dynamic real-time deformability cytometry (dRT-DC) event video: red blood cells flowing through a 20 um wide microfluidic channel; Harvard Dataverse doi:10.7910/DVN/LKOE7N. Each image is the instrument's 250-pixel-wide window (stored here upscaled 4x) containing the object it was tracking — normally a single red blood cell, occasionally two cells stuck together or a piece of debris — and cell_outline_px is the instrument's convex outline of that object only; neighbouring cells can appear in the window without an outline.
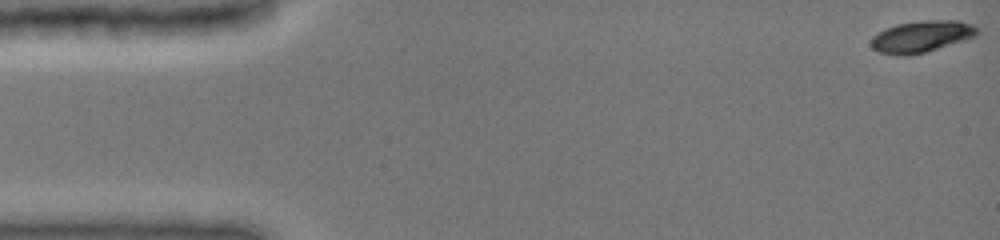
{"species": "common noctule bat (a hibernating species)", "species_latin": "Nyctalus noctula", "temperature_condition": "cold", "stored_images_in_passage": 16, "camera_frame_rate_fps": 3000, "um_per_image_px": 0.085, "animal": {"sex": "female", "body_mass_g": 19.0, "forearm_length_mm": 51.5}, "frame": {"image": 1, "passage_image": 1, "time_ms": 0.0, "image_size_px": [1000, 240], "cell_outline_px": [[980, 32], [976, 36], [928, 52], [908, 56], [900, 56], [880, 52], [872, 48], [872, 36], [884, 28], [896, 24], [920, 20], [960, 20], [972, 24]], "centroid_in_image_um": [78.34, 3.1], "position_along_channel_um": 6.7, "area_um2": 19.83}}
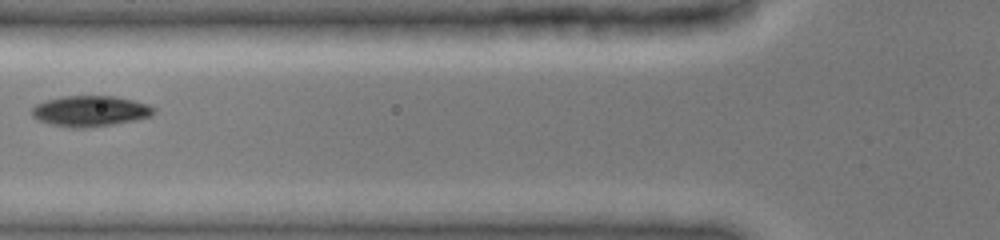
{"frame": {"image": 2, "passage_image": 10, "time_ms": 6.0, "image_size_px": [1000, 240], "cell_outline_px": [[156, 112], [152, 116], [136, 120], [112, 124], [84, 128], [68, 128], [52, 124], [40, 120], [32, 116], [32, 108], [36, 104], [44, 100], [64, 96], [112, 96], [132, 100], [148, 104], [156, 108]], "centroid_in_image_um": [7.69, 9.44], "position_along_channel_um": 118.1, "area_um2": 21.85}}
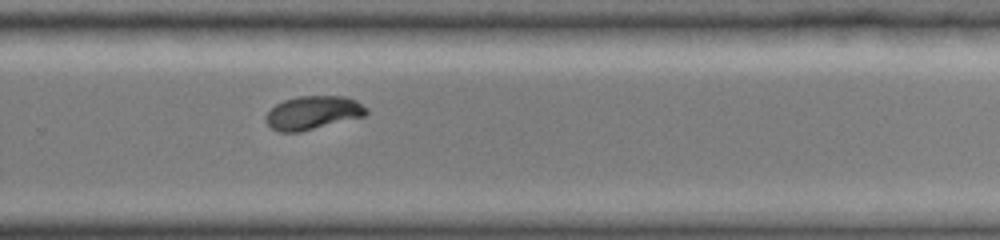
{"frame": {"image": 3, "passage_image": 16, "time_ms": 10.667, "image_size_px": [1000, 240], "cell_outline_px": [[368, 112], [364, 116], [300, 132], [280, 132], [272, 128], [264, 120], [264, 116], [276, 104], [284, 100], [300, 96], [344, 96], [356, 100], [368, 108]], "centroid_in_image_um": [26.6, 9.58], "position_along_channel_um": 303.2, "area_um2": 19.59}}